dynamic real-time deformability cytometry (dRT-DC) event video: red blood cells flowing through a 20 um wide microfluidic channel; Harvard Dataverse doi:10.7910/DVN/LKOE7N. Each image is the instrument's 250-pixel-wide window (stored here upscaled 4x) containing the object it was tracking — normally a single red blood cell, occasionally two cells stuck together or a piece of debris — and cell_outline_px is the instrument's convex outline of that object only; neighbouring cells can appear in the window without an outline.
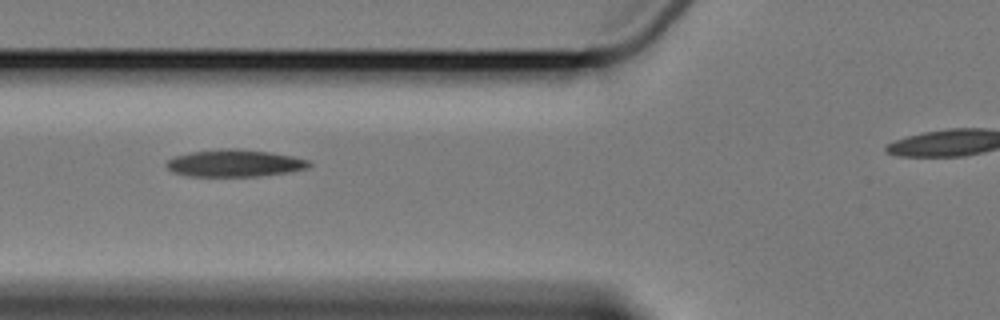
{"species": "Egyptian fruit bat (a non-hibernating species)", "species_latin": "Rousettus aegyptiacus", "temperature_condition": "cold", "stored_images_in_passage": 7, "camera_frame_rate_fps": 3000, "um_per_image_px": 0.085, "animal": {"sex": "female"}, "frame": {"image": 1, "passage_image": 3, "time_ms": 2.333, "image_size_px": [1000, 320], "cell_outline_px": [[312, 164], [308, 168], [288, 172], [260, 176], [188, 176], [172, 172], [168, 168], [168, 160], [176, 156], [188, 152], [220, 148], [236, 148], [268, 152], [292, 156], [308, 160]], "centroid_in_image_um": [19.94, 13.86], "position_along_channel_um": 105.9, "area_um2": 22.54}}
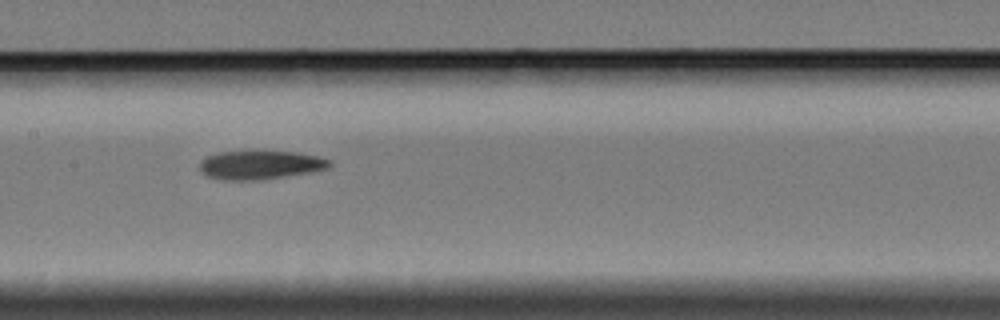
{"frame": {"image": 2, "passage_image": 5, "time_ms": 4.667, "image_size_px": [1000, 320], "cell_outline_px": [[332, 164], [328, 168], [308, 172], [260, 180], [220, 180], [204, 176], [200, 172], [200, 160], [204, 156], [220, 152], [296, 152], [320, 156], [332, 160]], "centroid_in_image_um": [22.08, 14.03], "position_along_channel_um": 185.3, "area_um2": 21.79}}
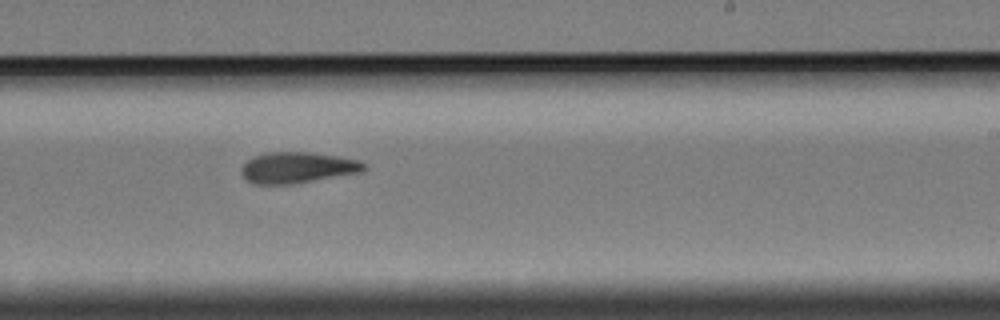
{"frame": {"image": 3, "passage_image": 7, "time_ms": 7.0, "image_size_px": [1000, 320], "cell_outline_px": [[368, 168], [364, 172], [292, 184], [252, 184], [240, 172], [240, 168], [252, 156], [268, 152], [308, 152], [336, 156], [360, 160], [368, 164]], "centroid_in_image_um": [25.33, 14.24], "position_along_channel_um": 263.7, "area_um2": 22.43}}